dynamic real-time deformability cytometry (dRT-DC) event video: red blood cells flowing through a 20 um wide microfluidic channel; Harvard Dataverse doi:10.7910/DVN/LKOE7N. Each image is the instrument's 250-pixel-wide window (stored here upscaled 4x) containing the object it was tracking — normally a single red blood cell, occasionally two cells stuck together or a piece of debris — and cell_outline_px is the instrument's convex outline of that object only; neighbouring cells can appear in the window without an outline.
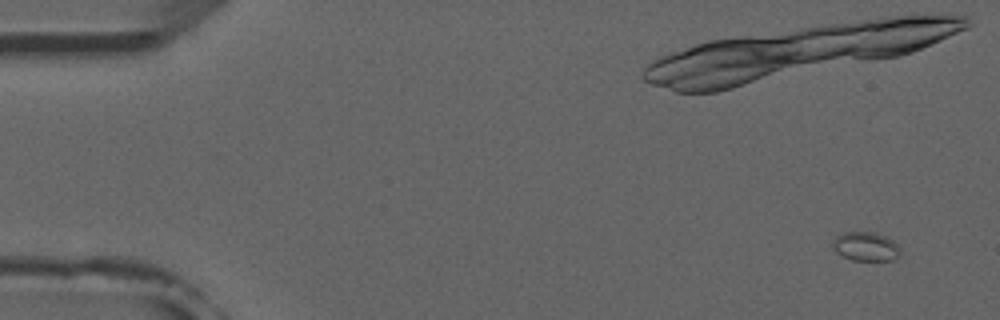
{"species": "common noctule bat (a hibernating species)", "species_latin": "Nyctalus noctula", "temperature_condition": "room temperature", "stored_images_in_passage": 5, "camera_frame_rate_fps": 3000, "um_per_image_px": 0.085, "animal": {"sex": "male", "forearm_length_mm": 52.5}, "frame": {"image": 1, "passage_image": 1, "time_ms": 0.0, "image_size_px": [1000, 320], "cell_outline_px": [[900, 256], [892, 260], [852, 260], [836, 252], [832, 244], [832, 240], [840, 232], [876, 232], [900, 244]], "centroid_in_image_um": [73.6, 20.94], "position_along_channel_um": 11.4, "area_um2": 11.56}}